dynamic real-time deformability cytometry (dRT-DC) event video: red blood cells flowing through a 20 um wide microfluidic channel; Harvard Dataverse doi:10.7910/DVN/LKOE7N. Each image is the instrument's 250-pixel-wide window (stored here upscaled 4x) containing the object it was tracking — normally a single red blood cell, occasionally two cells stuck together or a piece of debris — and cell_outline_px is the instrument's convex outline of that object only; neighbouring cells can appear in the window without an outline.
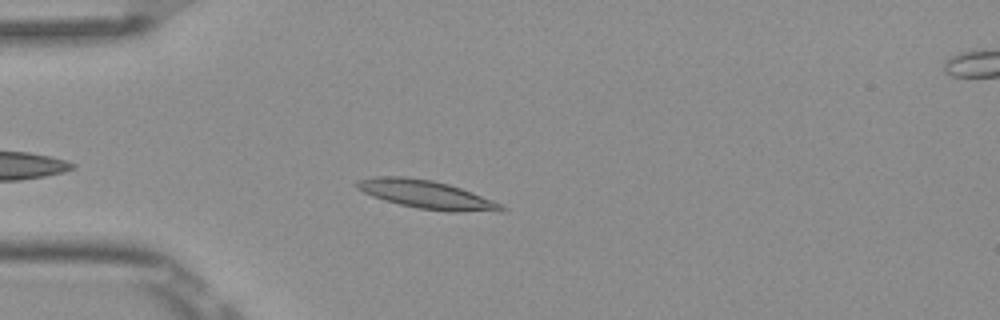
{"species": "Egyptian fruit bat (a non-hibernating species)", "species_latin": "Rousettus aegyptiacus", "temperature_condition": "room temperature", "stored_images_in_passage": 4, "camera_frame_rate_fps": 3000, "um_per_image_px": 0.085, "frame": {"image": 1, "passage_image": 4, "time_ms": 1.0, "image_size_px": [1000, 320], "cell_outline_px": [[508, 208], [504, 212], [448, 212], [420, 208], [400, 204], [384, 200], [372, 196], [356, 188], [356, 180], [376, 176], [404, 176], [432, 180], [448, 184], [472, 192], [492, 200]], "centroid_in_image_um": [36.28, 16.54], "position_along_channel_um": 48.7, "area_um2": 23.93}}